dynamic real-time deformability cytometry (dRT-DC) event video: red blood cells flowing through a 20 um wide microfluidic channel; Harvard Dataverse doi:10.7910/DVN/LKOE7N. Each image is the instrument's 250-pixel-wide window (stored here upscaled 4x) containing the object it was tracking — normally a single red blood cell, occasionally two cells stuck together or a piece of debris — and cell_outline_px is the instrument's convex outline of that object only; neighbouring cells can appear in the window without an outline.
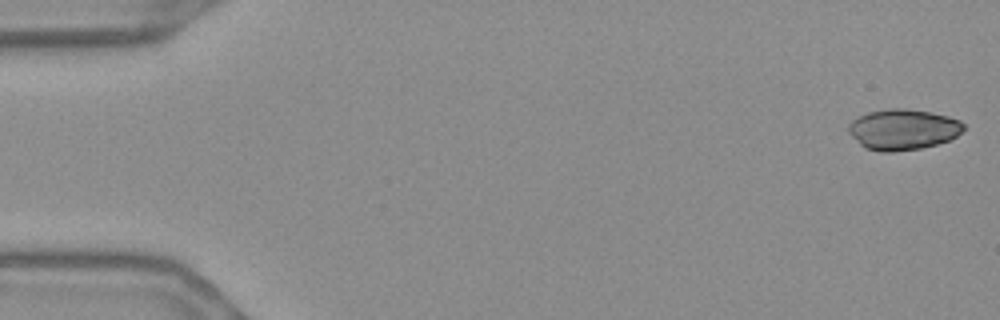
{"species": "Egyptian fruit bat (a non-hibernating species)", "species_latin": "Rousettus aegyptiacus", "temperature_condition": "warm", "stored_images_in_passage": 55, "camera_frame_rate_fps": 3000, "um_per_image_px": 0.085, "frame": {"image": 1, "passage_image": 1, "time_ms": 0.0, "image_size_px": [1000, 320], "cell_outline_px": [[964, 128], [956, 136], [948, 140], [936, 144], [920, 148], [892, 152], [880, 152], [864, 148], [848, 132], [848, 124], [852, 120], [868, 112], [888, 108], [904, 108], [932, 112], [948, 116], [960, 120], [964, 124]], "centroid_in_image_um": [76.73, 11.0], "position_along_channel_um": 8.3, "area_um2": 27.34}}
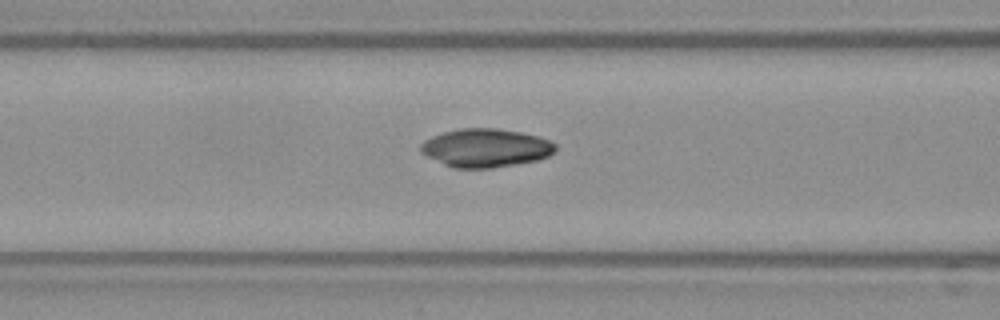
{"frame": {"image": 2, "passage_image": 22, "time_ms": 7.0, "image_size_px": [1000, 320], "cell_outline_px": [[556, 148], [548, 156], [536, 160], [516, 164], [492, 168], [452, 168], [420, 152], [420, 144], [424, 140], [432, 136], [444, 132], [460, 128], [496, 128], [520, 132], [536, 136], [548, 140], [556, 144]], "centroid_in_image_um": [41.25, 12.57], "position_along_channel_um": 125.3, "area_um2": 30.0}}
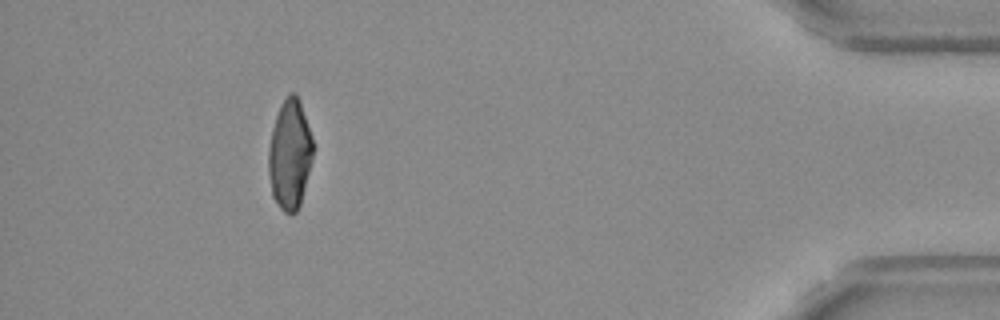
{"frame": {"image": 3, "passage_image": 50, "time_ms": 16.333, "image_size_px": [1000, 320], "cell_outline_px": [[312, 160], [300, 204], [296, 212], [284, 212], [280, 208], [272, 196], [268, 172], [268, 148], [272, 128], [280, 104], [288, 92], [296, 92], [300, 100], [312, 136]], "centroid_in_image_um": [24.62, 13.08], "position_along_channel_um": 410.6, "area_um2": 28.55}, "authors_computed_cell_mechanics": {"area_um2": 29.1312, "velocity_mm_per_s": 3.6896, "shape_relaxation_time_tau1_ms": 6.4228, "shape_relaxation_time_tau2_ms": 5.8539, "deformation_change_tau1": 0.1453, "deformation_change_tau2": 0.0634}}